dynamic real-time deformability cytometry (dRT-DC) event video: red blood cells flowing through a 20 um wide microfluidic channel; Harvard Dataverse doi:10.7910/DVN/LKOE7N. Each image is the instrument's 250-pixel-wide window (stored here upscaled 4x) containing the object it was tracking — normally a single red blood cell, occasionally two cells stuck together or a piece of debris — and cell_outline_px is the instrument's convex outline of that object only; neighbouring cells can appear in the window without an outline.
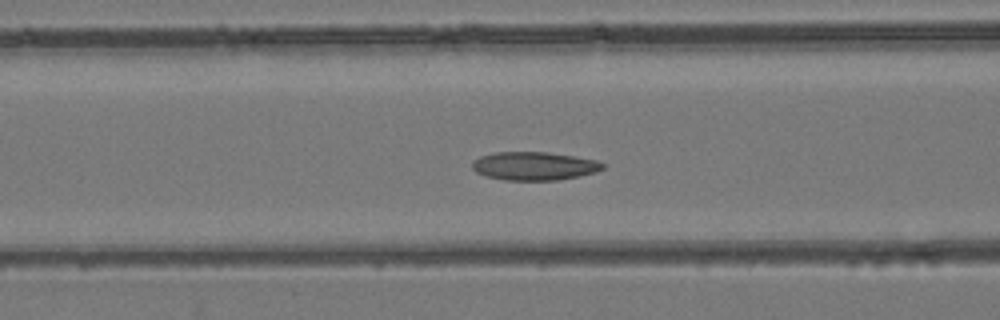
{"species": "common noctule bat (a hibernating species)", "species_latin": "Nyctalus noctula", "temperature_condition": "room temperature", "stored_images_in_passage": 51, "camera_frame_rate_fps": 3000, "um_per_image_px": 0.085, "animal": {"sex": "female", "body_mass_g": 24.6, "forearm_length_mm": 56.2}, "frame": {"image": 1, "passage_image": 21, "time_ms": 6.667, "image_size_px": [1000, 320], "cell_outline_px": [[604, 168], [596, 172], [580, 176], [556, 180], [504, 180], [488, 176], [476, 172], [472, 168], [472, 160], [480, 156], [492, 152], [548, 152], [596, 160], [604, 164]], "centroid_in_image_um": [45.38, 14.1], "position_along_channel_um": 121.2, "area_um2": 21.56}}
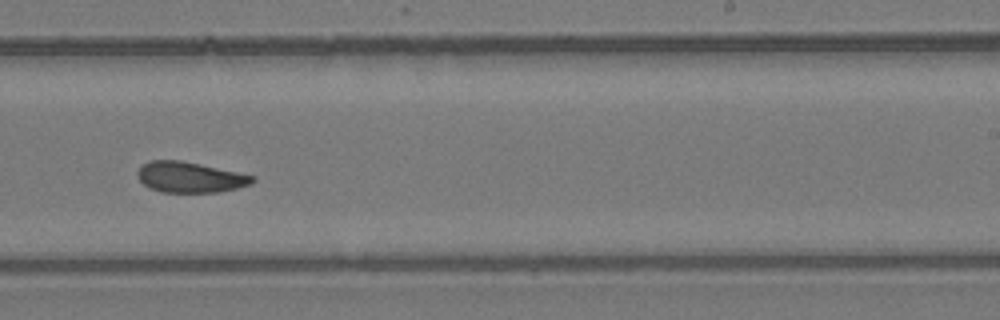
{"frame": {"image": 2, "passage_image": 32, "time_ms": 10.333, "image_size_px": [1000, 320], "cell_outline_px": [[256, 180], [252, 184], [220, 192], [160, 192], [148, 188], [140, 180], [136, 172], [140, 164], [148, 160], [180, 160], [200, 164], [256, 176]], "centroid_in_image_um": [16.12, 15.06], "position_along_channel_um": 272.9, "area_um2": 20.75}}
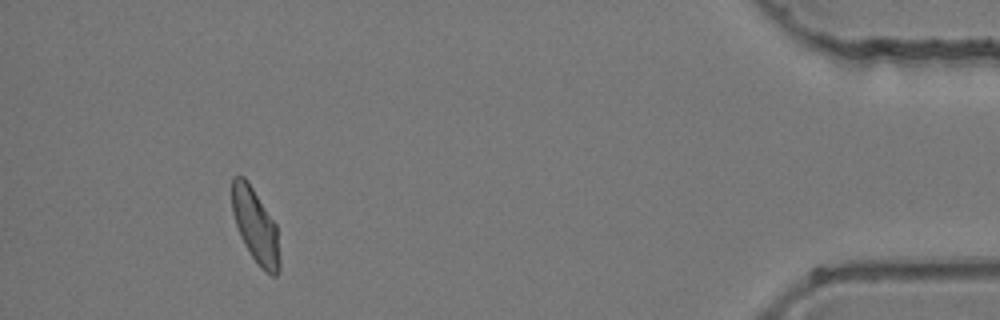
{"frame": {"image": 3, "passage_image": 47, "time_ms": 15.333, "image_size_px": [1000, 320], "cell_outline_px": [[280, 272], [276, 276], [272, 276], [260, 268], [244, 244], [240, 236], [232, 212], [232, 176], [244, 176], [248, 180], [276, 224], [280, 260]], "centroid_in_image_um": [21.72, 19.21], "position_along_channel_um": 413.5, "area_um2": 20.69}}